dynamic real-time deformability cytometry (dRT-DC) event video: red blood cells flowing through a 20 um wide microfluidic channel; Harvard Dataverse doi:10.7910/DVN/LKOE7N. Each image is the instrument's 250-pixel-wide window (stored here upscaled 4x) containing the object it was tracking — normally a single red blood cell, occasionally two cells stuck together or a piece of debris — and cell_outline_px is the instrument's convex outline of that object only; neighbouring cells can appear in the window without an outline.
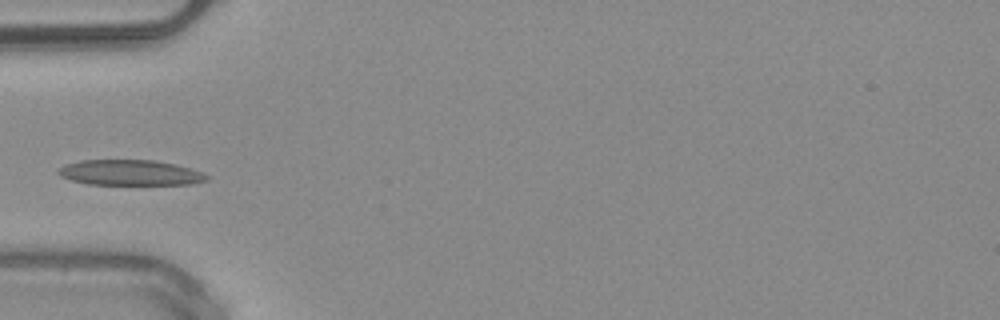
{"species": "common noctule bat (a hibernating species)", "species_latin": "Nyctalus noctula", "temperature_condition": "warm", "stored_images_in_passage": 35, "camera_frame_rate_fps": 3000, "um_per_image_px": 0.085, "animal": {"sex": "male", "body_mass_g": 20.4}, "frame": {"image": 1, "passage_image": 1, "time_ms": 0.0, "image_size_px": [1000, 320], "cell_outline_px": [[208, 180], [192, 184], [88, 184], [72, 180], [60, 176], [56, 172], [56, 168], [64, 164], [80, 160], [156, 160], [176, 164], [200, 172], [208, 176]], "centroid_in_image_um": [11.0, 14.67], "position_along_channel_um": 74.0, "area_um2": 22.02}}